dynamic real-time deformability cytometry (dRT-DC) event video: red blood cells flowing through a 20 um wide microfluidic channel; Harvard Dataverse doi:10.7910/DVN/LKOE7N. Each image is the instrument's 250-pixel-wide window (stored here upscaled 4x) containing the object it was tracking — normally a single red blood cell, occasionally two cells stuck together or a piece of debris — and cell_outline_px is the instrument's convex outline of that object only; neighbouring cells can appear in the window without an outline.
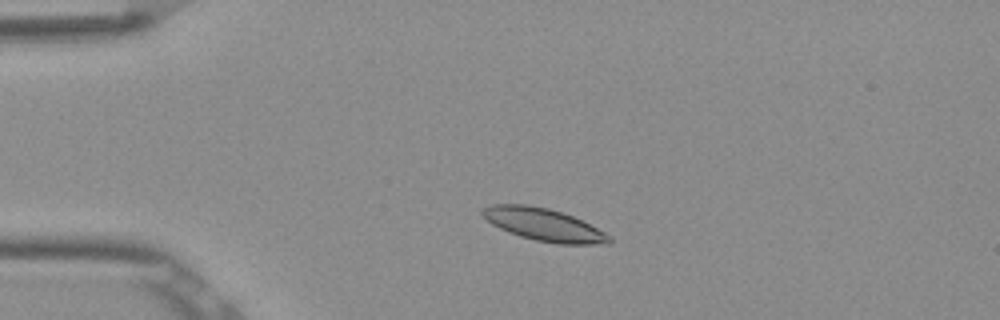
{"species": "Egyptian fruit bat (a non-hibernating species)", "species_latin": "Rousettus aegyptiacus", "temperature_condition": "room temperature", "stored_images_in_passage": 3, "camera_frame_rate_fps": 3000, "um_per_image_px": 0.085, "frame": {"image": 1, "passage_image": 3, "time_ms": 0.667, "image_size_px": [1000, 320], "cell_outline_px": [[612, 240], [608, 244], [560, 244], [536, 240], [520, 236], [508, 232], [492, 224], [480, 212], [484, 208], [492, 204], [524, 204], [548, 208], [572, 216], [612, 236]], "centroid_in_image_um": [46.22, 19.1], "position_along_channel_um": 38.8, "area_um2": 23.7}}